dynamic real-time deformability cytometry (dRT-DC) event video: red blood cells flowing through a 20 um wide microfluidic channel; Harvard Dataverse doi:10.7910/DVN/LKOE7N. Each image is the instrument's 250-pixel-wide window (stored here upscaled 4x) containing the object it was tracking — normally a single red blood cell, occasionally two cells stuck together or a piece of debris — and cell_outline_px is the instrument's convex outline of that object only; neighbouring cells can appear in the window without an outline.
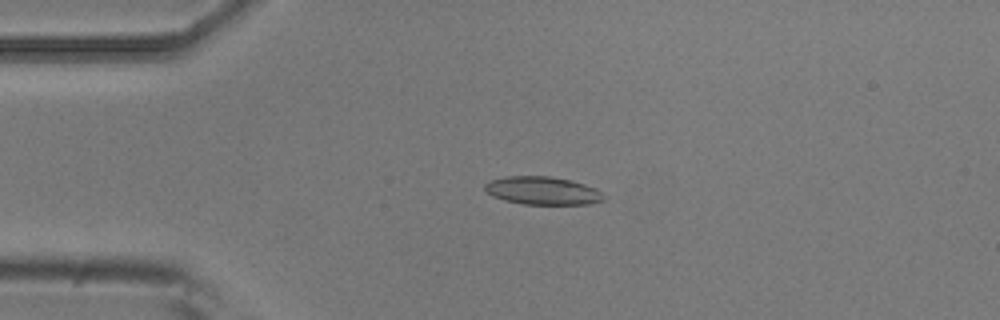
{"species": "common noctule bat (a hibernating species)", "species_latin": "Nyctalus noctula", "temperature_condition": "room temperature", "stored_images_in_passage": 3, "camera_frame_rate_fps": 3000, "um_per_image_px": 0.085, "animal": {"sex": "male", "body_mass_g": 20.5, "forearm_length_mm": 52.5}, "frame": {"image": 1, "passage_image": 2, "time_ms": 0.333, "image_size_px": [1000, 320], "cell_outline_px": [[604, 200], [588, 204], [524, 204], [504, 200], [492, 196], [484, 188], [484, 184], [492, 180], [504, 176], [552, 176], [584, 184], [596, 188], [604, 196]], "centroid_in_image_um": [46.1, 16.2], "position_along_channel_um": 38.9, "area_um2": 19.31}}